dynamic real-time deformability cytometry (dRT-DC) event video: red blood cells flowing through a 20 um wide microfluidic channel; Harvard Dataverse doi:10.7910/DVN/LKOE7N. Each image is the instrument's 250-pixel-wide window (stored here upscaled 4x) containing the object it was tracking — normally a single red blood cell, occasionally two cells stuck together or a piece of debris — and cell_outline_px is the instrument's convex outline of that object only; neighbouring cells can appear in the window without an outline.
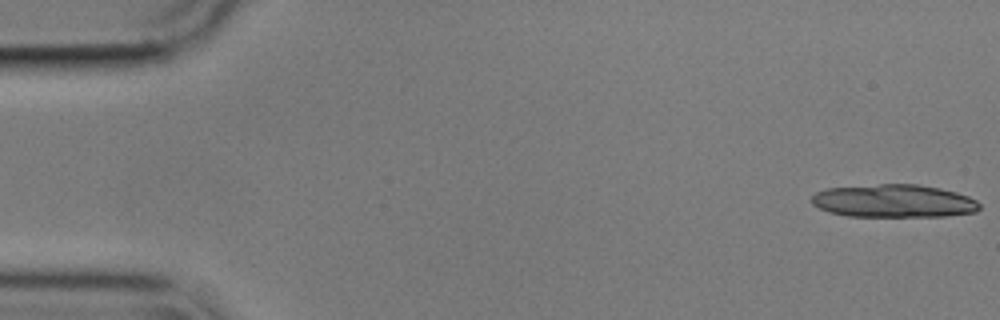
{"species": "common noctule bat (a hibernating species)", "species_latin": "Nyctalus noctula", "temperature_condition": "cold", "stored_images_in_passage": 41, "camera_frame_rate_fps": 3000, "um_per_image_px": 0.085, "animal": {"sex": "male", "body_mass_g": 17.9}, "frame": {"image": 1, "passage_image": 1, "time_ms": 0.0, "image_size_px": [1000, 320], "cell_outline_px": [[980, 208], [976, 212], [944, 216], [848, 216], [828, 212], [812, 204], [812, 196], [816, 192], [828, 188], [880, 184], [920, 184], [940, 188], [956, 192], [968, 196], [976, 200], [980, 204]], "centroid_in_image_um": [75.99, 17.08], "position_along_channel_um": 9.0, "area_um2": 32.25}}
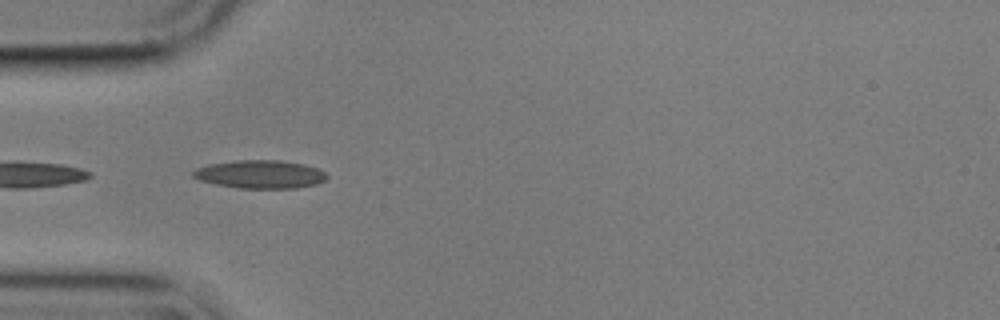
{"frame": {"image": 2, "passage_image": 17, "time_ms": 5.333, "image_size_px": [1000, 320], "cell_outline_px": [[328, 176], [324, 180], [316, 184], [296, 188], [240, 188], [216, 184], [200, 180], [192, 176], [192, 172], [196, 168], [208, 164], [236, 160], [280, 160], [304, 164], [316, 168], [324, 172]], "centroid_in_image_um": [22.09, 14.81], "position_along_channel_um": 62.9, "area_um2": 21.91}}
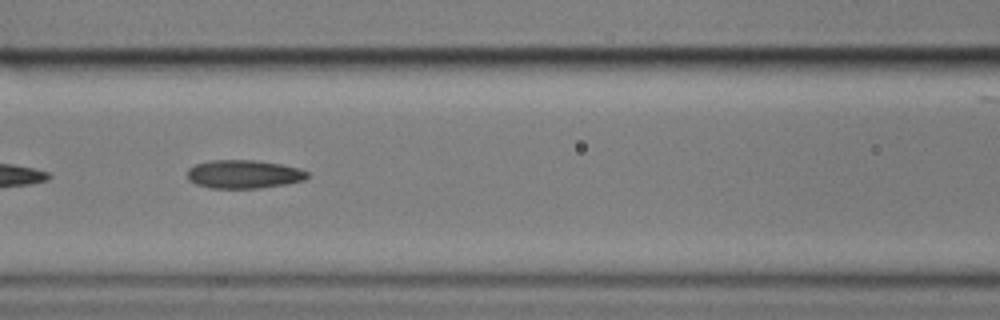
{"frame": {"image": 3, "passage_image": 24, "time_ms": 7.667, "image_size_px": [1000, 320], "cell_outline_px": [[308, 176], [304, 180], [284, 184], [260, 188], [208, 188], [196, 184], [188, 180], [188, 168], [196, 164], [208, 160], [256, 160], [280, 164], [300, 168], [308, 172]], "centroid_in_image_um": [20.7, 14.8], "position_along_channel_um": 145.9, "area_um2": 19.94}}